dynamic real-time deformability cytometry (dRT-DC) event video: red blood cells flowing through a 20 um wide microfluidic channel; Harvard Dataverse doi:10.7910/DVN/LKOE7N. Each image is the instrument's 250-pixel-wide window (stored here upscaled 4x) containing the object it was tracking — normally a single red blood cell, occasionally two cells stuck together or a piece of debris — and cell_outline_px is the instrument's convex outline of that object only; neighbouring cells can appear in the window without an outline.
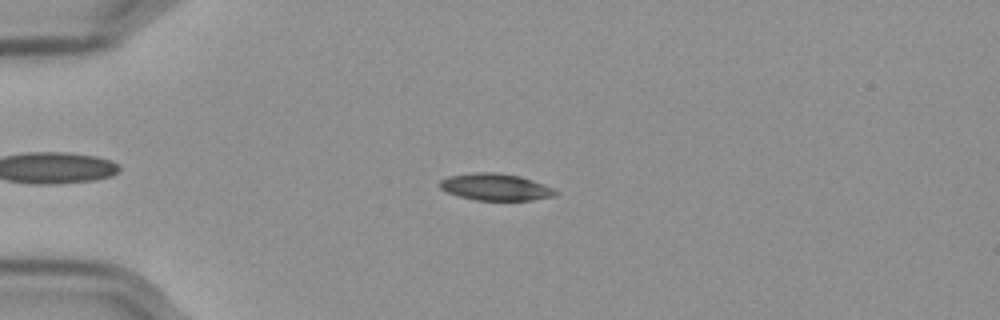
{"species": "Egyptian fruit bat (a non-hibernating species)", "species_latin": "Rousettus aegyptiacus", "temperature_condition": "cold", "stored_images_in_passage": 55, "camera_frame_rate_fps": 3000, "um_per_image_px": 0.085, "frame": {"image": 1, "passage_image": 13, "time_ms": 4.0, "image_size_px": [1000, 320], "cell_outline_px": [[556, 196], [532, 200], [476, 200], [460, 196], [448, 192], [440, 188], [440, 180], [448, 176], [476, 172], [492, 172], [520, 176], [544, 184], [552, 188], [556, 192]], "centroid_in_image_um": [42.12, 15.89], "position_along_channel_um": 42.9, "area_um2": 17.92}}
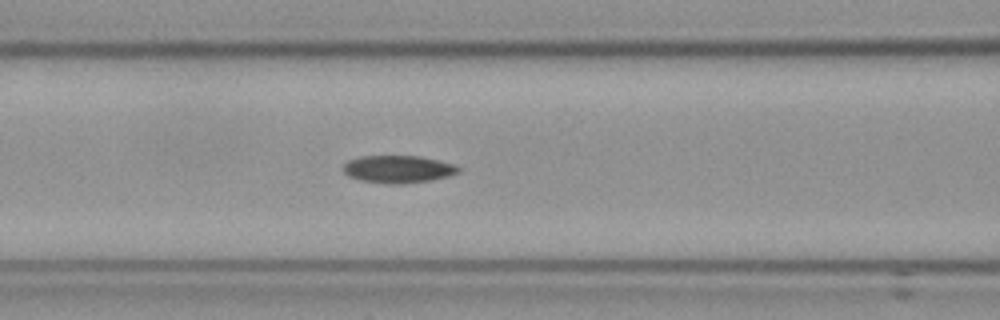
{"frame": {"image": 2, "passage_image": 23, "time_ms": 7.333, "image_size_px": [1000, 320], "cell_outline_px": [[460, 172], [448, 176], [432, 180], [400, 184], [388, 184], [360, 180], [348, 176], [344, 172], [344, 164], [348, 160], [360, 156], [420, 156], [452, 164], [460, 168]], "centroid_in_image_um": [33.82, 14.38], "position_along_channel_um": 132.8, "area_um2": 18.38}}
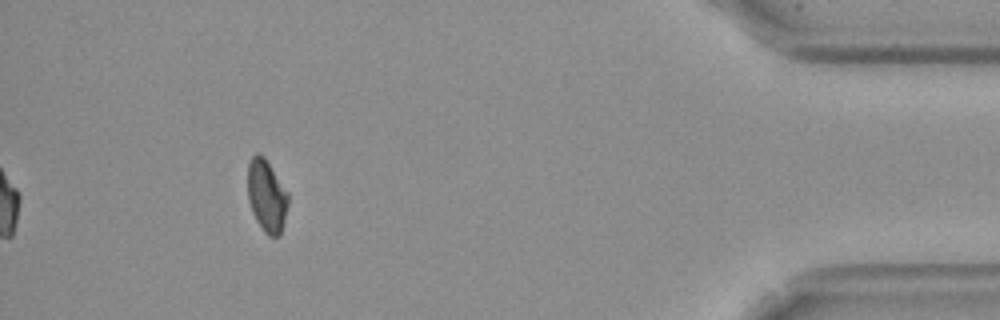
{"frame": {"image": 3, "passage_image": 51, "time_ms": 16.667, "image_size_px": [1000, 320], "cell_outline_px": [[288, 204], [280, 236], [268, 236], [264, 232], [256, 220], [252, 212], [248, 200], [248, 164], [252, 156], [256, 152], [260, 152], [264, 156], [288, 192]], "centroid_in_image_um": [22.66, 16.63], "position_along_channel_um": 412.5, "area_um2": 17.11}, "authors_computed_cell_mechanics": {"area_um2": 17.918, "velocity_mm_per_s": 3.576, "shape_relaxation_time_tau1_ms": 10.4311, "shape_relaxation_time_tau2_ms": null, "deformation_change_tau1": 0.1894, "deformation_change_tau2": null}}